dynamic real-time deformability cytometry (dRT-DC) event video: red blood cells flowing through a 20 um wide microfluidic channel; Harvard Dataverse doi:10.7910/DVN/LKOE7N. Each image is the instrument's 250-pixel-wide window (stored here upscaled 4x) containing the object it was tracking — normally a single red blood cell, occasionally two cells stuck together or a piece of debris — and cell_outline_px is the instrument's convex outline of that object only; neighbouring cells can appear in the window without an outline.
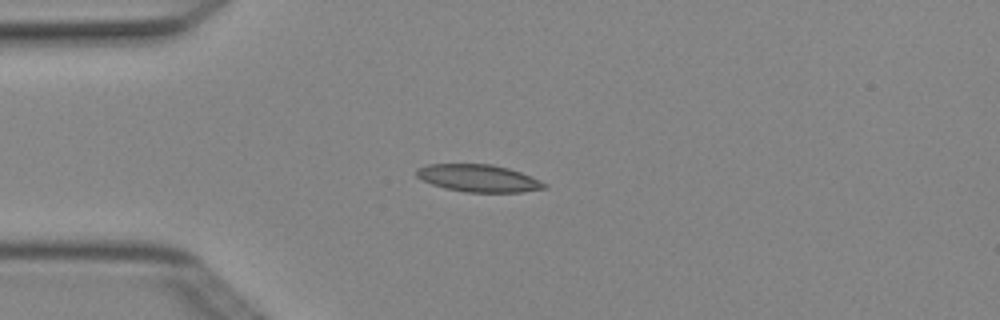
{"species": "Egyptian fruit bat (a non-hibernating species)", "species_latin": "Rousettus aegyptiacus", "temperature_condition": "cold", "stored_images_in_passage": 4, "camera_frame_rate_fps": 3000, "um_per_image_px": 0.085, "animal": {"sex": "female"}, "frame": {"image": 1, "passage_image": 3, "time_ms": 0.667, "image_size_px": [1000, 320], "cell_outline_px": [[548, 188], [520, 192], [464, 192], [444, 188], [432, 184], [416, 176], [416, 168], [428, 164], [492, 164], [508, 168], [532, 176], [548, 184]], "centroid_in_image_um": [40.69, 15.15], "position_along_channel_um": 44.3, "area_um2": 20.46}}